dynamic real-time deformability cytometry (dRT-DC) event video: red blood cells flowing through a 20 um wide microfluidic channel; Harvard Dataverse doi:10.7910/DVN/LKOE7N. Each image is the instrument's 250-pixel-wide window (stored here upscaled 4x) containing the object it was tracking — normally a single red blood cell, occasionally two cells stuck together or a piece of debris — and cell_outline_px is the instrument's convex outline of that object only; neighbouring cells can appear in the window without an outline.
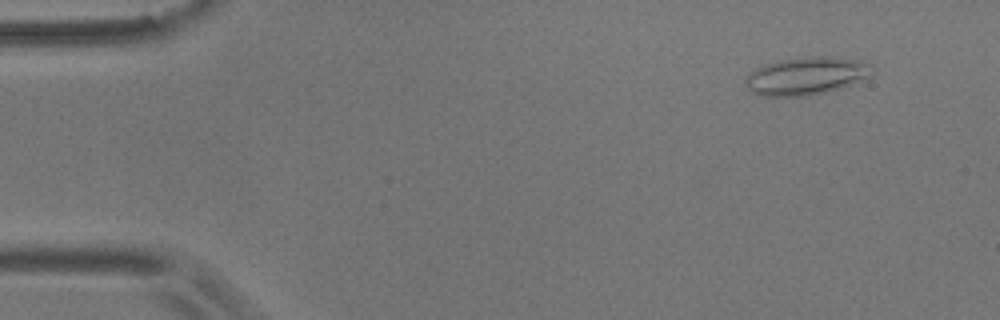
{"species": "common noctule bat (a hibernating species)", "species_latin": "Nyctalus noctula", "temperature_condition": "room temperature", "stored_images_in_passage": 53, "camera_frame_rate_fps": 3000, "um_per_image_px": 0.085, "animal": {"sex": "male", "body_mass_g": 17.9}, "frame": {"image": 1, "passage_image": 3, "time_ms": 0.667, "image_size_px": [1000, 320], "cell_outline_px": [[872, 76], [840, 88], [808, 96], [760, 96], [752, 92], [744, 84], [744, 80], [756, 68], [764, 64], [780, 60], [812, 56], [828, 56], [856, 60], [872, 64]], "centroid_in_image_um": [68.53, 6.46], "position_along_channel_um": 16.5, "area_um2": 27.86}}
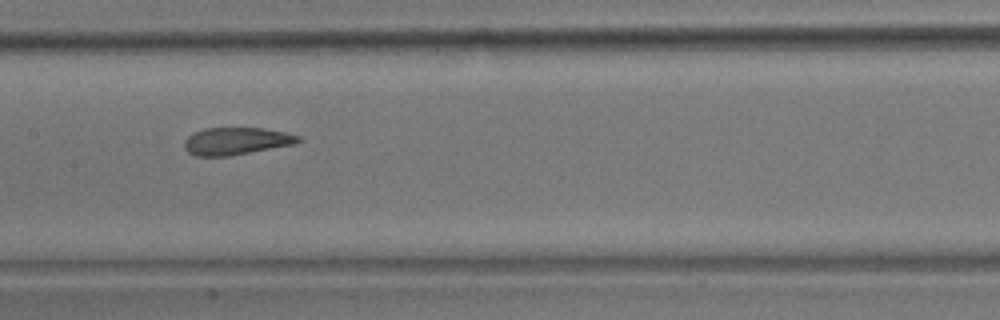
{"frame": {"image": 2, "passage_image": 25, "time_ms": 8.0, "image_size_px": [1000, 320], "cell_outline_px": [[304, 140], [296, 144], [228, 156], [196, 156], [188, 152], [184, 148], [184, 140], [188, 136], [204, 128], [264, 128], [284, 132], [300, 136]], "centroid_in_image_um": [20.11, 11.99], "position_along_channel_um": 187.3, "area_um2": 18.21}}
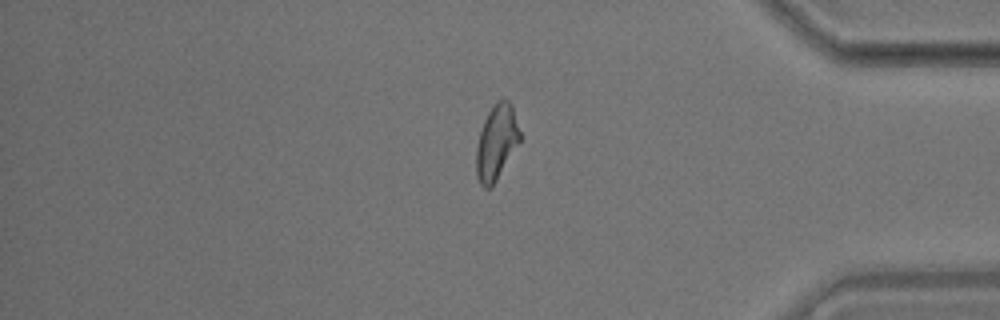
{"frame": {"image": 3, "passage_image": 44, "time_ms": 14.333, "image_size_px": [1000, 320], "cell_outline_px": [[520, 140], [492, 188], [484, 188], [480, 184], [476, 176], [476, 148], [480, 132], [484, 120], [492, 104], [496, 100], [508, 100], [512, 104], [520, 132]], "centroid_in_image_um": [42.18, 12.1], "position_along_channel_um": 393.0, "area_um2": 19.07}, "authors_computed_cell_mechanics": {"area_um2": 19.1318, "velocity_mm_per_s": 3.6509, "shape_relaxation_time_tau1_ms": 9.033, "shape_relaxation_time_tau2_ms": 2.1285, "deformation_change_tau1": 0.2058, "deformation_change_tau2": 0.099}}